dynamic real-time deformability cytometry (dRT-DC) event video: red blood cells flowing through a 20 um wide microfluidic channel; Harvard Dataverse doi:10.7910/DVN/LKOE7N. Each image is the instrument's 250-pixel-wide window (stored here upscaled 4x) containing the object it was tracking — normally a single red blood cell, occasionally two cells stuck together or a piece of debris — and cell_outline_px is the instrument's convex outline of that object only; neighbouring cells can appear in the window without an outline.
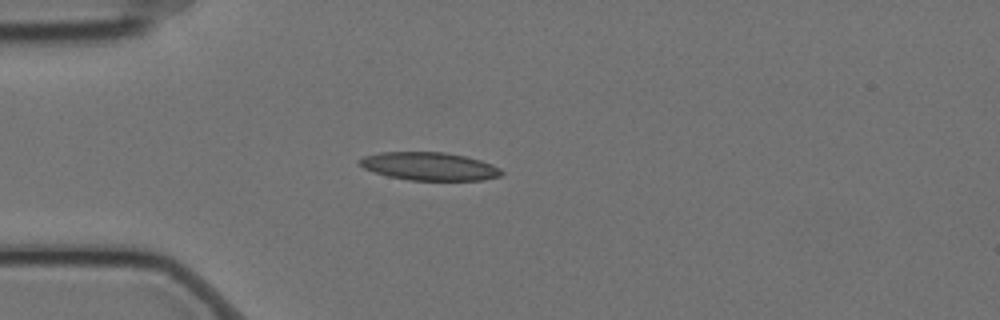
{"species": "Egyptian fruit bat (a non-hibernating species)", "species_latin": "Rousettus aegyptiacus", "temperature_condition": "cold", "stored_images_in_passage": 1, "camera_frame_rate_fps": 3000, "um_per_image_px": 0.085, "animal": {"sex": "female"}, "frame": {"image": 1, "passage_image": 1, "time_ms": 0.0, "image_size_px": [1000, 320], "cell_outline_px": [[504, 172], [500, 176], [484, 180], [408, 180], [388, 176], [364, 168], [356, 164], [356, 160], [364, 156], [380, 152], [444, 152], [464, 156], [480, 160], [492, 164], [500, 168]], "centroid_in_image_um": [36.47, 14.13], "position_along_channel_um": 48.5, "area_um2": 23.29}}